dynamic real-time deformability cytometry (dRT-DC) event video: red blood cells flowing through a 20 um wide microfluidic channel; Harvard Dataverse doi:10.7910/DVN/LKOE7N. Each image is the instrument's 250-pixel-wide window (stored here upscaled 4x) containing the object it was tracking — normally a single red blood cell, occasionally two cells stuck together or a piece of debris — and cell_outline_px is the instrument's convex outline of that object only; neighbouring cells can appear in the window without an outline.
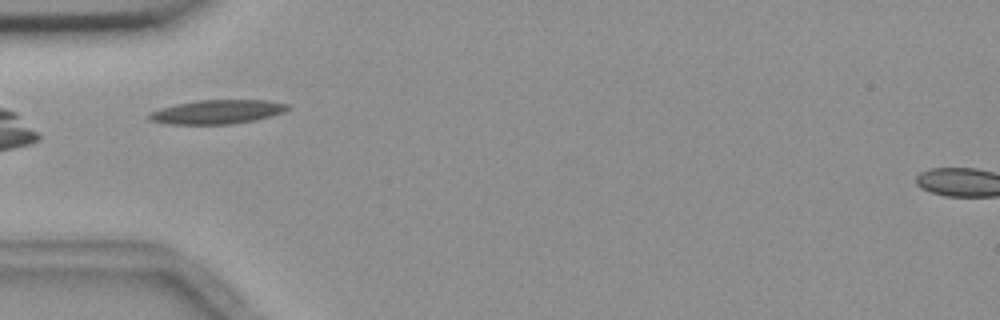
{"species": "common noctule bat (a hibernating species)", "species_latin": "Nyctalus noctula", "temperature_condition": "room temperature", "stored_images_in_passage": 8, "camera_frame_rate_fps": 3000, "um_per_image_px": 0.085, "animal": {"sex": "female", "body_mass_g": 18.4}, "frame": {"image": 1, "passage_image": 4, "time_ms": 4.667, "image_size_px": [1000, 320], "cell_outline_px": [[288, 108], [284, 112], [256, 120], [232, 124], [168, 124], [148, 120], [148, 112], [160, 108], [176, 104], [196, 100], [268, 100], [288, 104]], "centroid_in_image_um": [18.42, 9.51], "position_along_channel_um": 66.6, "area_um2": 19.48}}
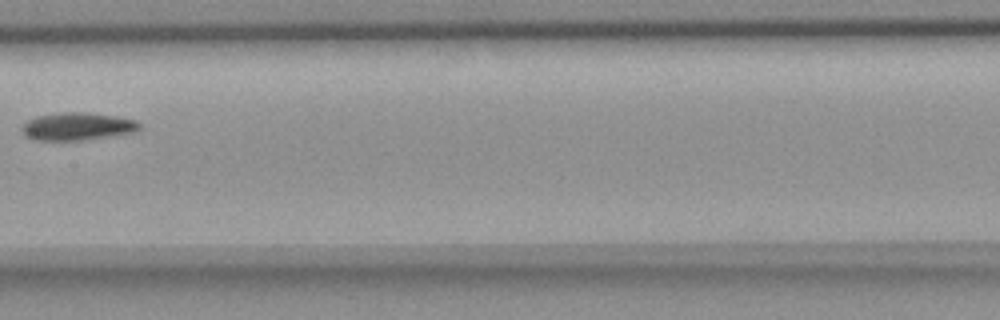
{"frame": {"image": 2, "passage_image": 7, "time_ms": 8.333, "image_size_px": [1000, 320], "cell_outline_px": [[140, 128], [136, 132], [80, 140], [36, 140], [28, 136], [20, 128], [28, 120], [36, 116], [64, 112], [84, 112], [116, 116], [136, 120], [140, 124]], "centroid_in_image_um": [6.6, 10.73], "position_along_channel_um": 200.8, "area_um2": 18.73}}
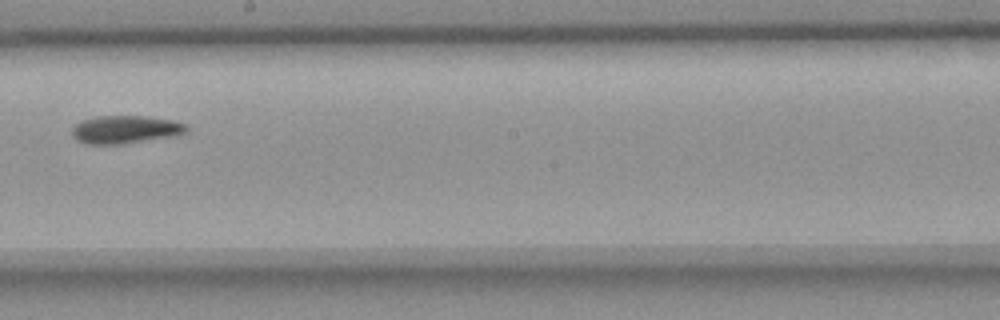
{"frame": {"image": 3, "passage_image": 8, "time_ms": 9.333, "image_size_px": [1000, 320], "cell_outline_px": [[188, 128], [184, 132], [168, 136], [120, 144], [84, 144], [76, 140], [72, 136], [72, 128], [80, 120], [96, 116], [144, 116], [172, 120], [184, 124]], "centroid_in_image_um": [10.54, 11.0], "position_along_channel_um": 237.7, "area_um2": 18.32}}